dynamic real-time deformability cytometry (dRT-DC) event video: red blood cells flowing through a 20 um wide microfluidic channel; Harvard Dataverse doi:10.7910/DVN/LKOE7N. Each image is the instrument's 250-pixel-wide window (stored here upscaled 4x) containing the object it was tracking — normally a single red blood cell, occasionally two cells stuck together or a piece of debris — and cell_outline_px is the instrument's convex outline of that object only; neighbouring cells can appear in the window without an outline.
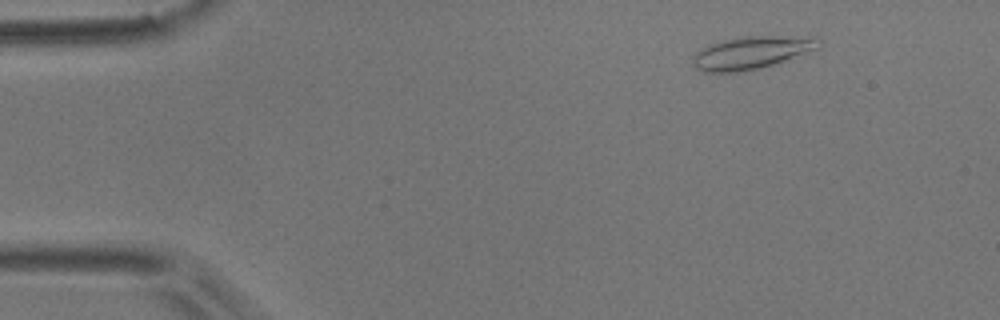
{"species": "common noctule bat (a hibernating species)", "species_latin": "Nyctalus noctula", "temperature_condition": "room temperature", "stored_images_in_passage": 52, "camera_frame_rate_fps": 3000, "um_per_image_px": 0.085, "animal": {"sex": "male", "body_mass_g": 17.9}, "frame": {"image": 1, "passage_image": 5, "time_ms": 1.333, "image_size_px": [1000, 320], "cell_outline_px": [[820, 48], [776, 64], [736, 72], [704, 72], [696, 68], [692, 64], [692, 56], [696, 52], [708, 44], [724, 40], [748, 36], [776, 36], [812, 40]], "centroid_in_image_um": [63.72, 4.51], "position_along_channel_um": 21.3, "area_um2": 23.18}}
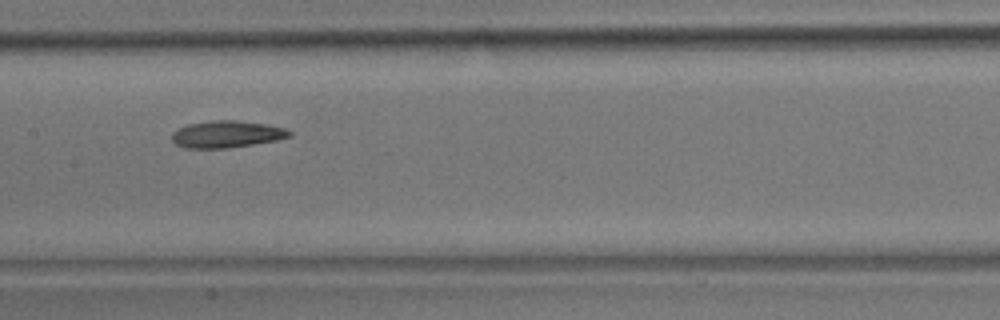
{"frame": {"image": 2, "passage_image": 25, "time_ms": 8.0, "image_size_px": [1000, 320], "cell_outline_px": [[292, 136], [276, 140], [228, 148], [184, 148], [176, 144], [172, 140], [172, 132], [188, 124], [212, 120], [236, 120], [264, 124], [284, 128], [292, 132]], "centroid_in_image_um": [19.25, 11.41], "position_along_channel_um": 188.1, "area_um2": 18.32}}
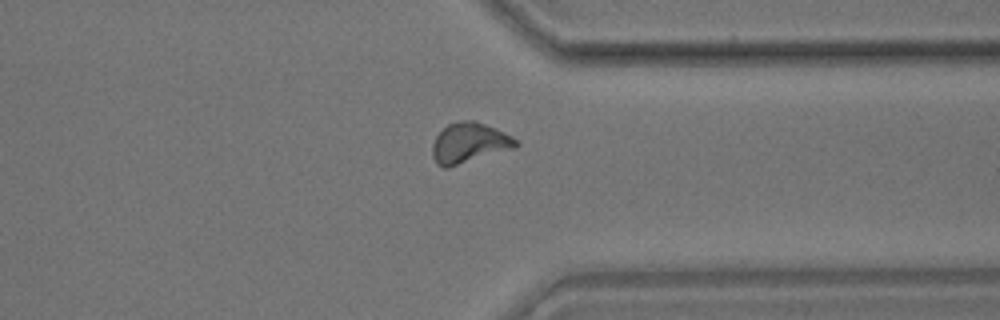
{"frame": {"image": 3, "passage_image": 40, "time_ms": 13.0, "image_size_px": [1000, 320], "cell_outline_px": [[520, 144], [516, 148], [448, 168], [444, 168], [436, 164], [432, 156], [432, 144], [436, 136], [448, 124], [460, 120], [472, 120], [496, 128], [512, 136]], "centroid_in_image_um": [39.89, 12.17], "position_along_channel_um": 371.5, "area_um2": 19.77}, "authors_computed_cell_mechanics": {"area_um2": 18.6405, "velocity_mm_per_s": 3.7144, "shape_relaxation_time_tau1_ms": null, "shape_relaxation_time_tau2_ms": 6.6259, "deformation_change_tau1": null, "deformation_change_tau2": 0.1452}}